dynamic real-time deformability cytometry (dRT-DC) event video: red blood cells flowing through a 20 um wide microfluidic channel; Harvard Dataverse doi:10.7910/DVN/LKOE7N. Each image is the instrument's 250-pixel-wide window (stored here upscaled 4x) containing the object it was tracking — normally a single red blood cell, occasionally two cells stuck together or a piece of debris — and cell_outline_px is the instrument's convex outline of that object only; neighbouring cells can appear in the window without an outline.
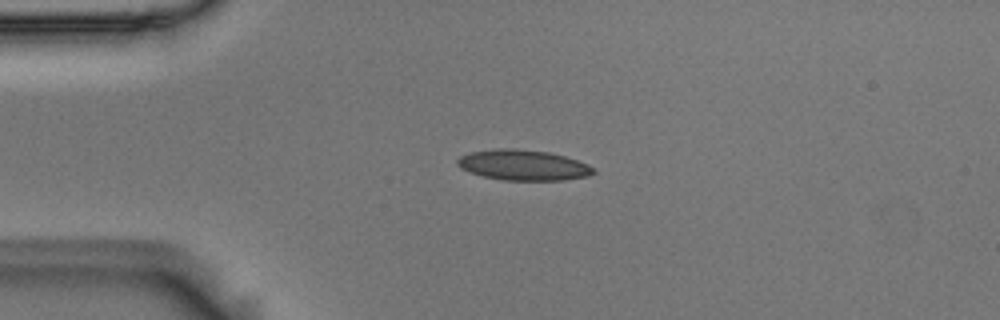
{"species": "Egyptian fruit bat (a non-hibernating species)", "species_latin": "Rousettus aegyptiacus", "temperature_condition": "room temperature", "stored_images_in_passage": 4, "camera_frame_rate_fps": 3000, "um_per_image_px": 0.085, "animal": {"sex": "male"}, "frame": {"image": 1, "passage_image": 3, "time_ms": 0.667, "image_size_px": [1000, 320], "cell_outline_px": [[596, 172], [588, 176], [564, 180], [504, 180], [484, 176], [468, 172], [460, 168], [456, 164], [456, 160], [460, 156], [468, 152], [496, 148], [512, 148], [548, 152], [564, 156], [588, 164], [596, 168]], "centroid_in_image_um": [44.45, 14.03], "position_along_channel_um": 40.5, "area_um2": 24.33}}